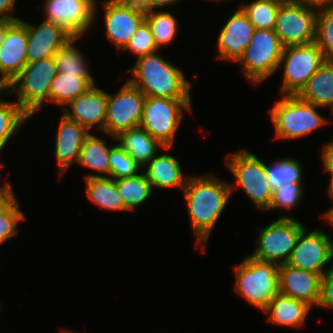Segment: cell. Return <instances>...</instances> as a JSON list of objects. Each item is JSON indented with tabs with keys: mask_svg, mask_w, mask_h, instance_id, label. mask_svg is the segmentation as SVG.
I'll use <instances>...</instances> for the list:
<instances>
[{
	"mask_svg": "<svg viewBox=\"0 0 333 333\" xmlns=\"http://www.w3.org/2000/svg\"><path fill=\"white\" fill-rule=\"evenodd\" d=\"M184 194L195 248L205 253L207 241L232 197L229 182L214 174L189 175Z\"/></svg>",
	"mask_w": 333,
	"mask_h": 333,
	"instance_id": "obj_1",
	"label": "cell"
},
{
	"mask_svg": "<svg viewBox=\"0 0 333 333\" xmlns=\"http://www.w3.org/2000/svg\"><path fill=\"white\" fill-rule=\"evenodd\" d=\"M129 71L132 77L128 81L146 97L192 98V85L184 71L167 62L159 50L139 57Z\"/></svg>",
	"mask_w": 333,
	"mask_h": 333,
	"instance_id": "obj_2",
	"label": "cell"
},
{
	"mask_svg": "<svg viewBox=\"0 0 333 333\" xmlns=\"http://www.w3.org/2000/svg\"><path fill=\"white\" fill-rule=\"evenodd\" d=\"M321 108L296 95H281L269 110L274 139L297 140L330 124L331 120L318 112Z\"/></svg>",
	"mask_w": 333,
	"mask_h": 333,
	"instance_id": "obj_3",
	"label": "cell"
},
{
	"mask_svg": "<svg viewBox=\"0 0 333 333\" xmlns=\"http://www.w3.org/2000/svg\"><path fill=\"white\" fill-rule=\"evenodd\" d=\"M279 264L259 261L250 255L234 266V292L246 303L263 312L279 293Z\"/></svg>",
	"mask_w": 333,
	"mask_h": 333,
	"instance_id": "obj_4",
	"label": "cell"
},
{
	"mask_svg": "<svg viewBox=\"0 0 333 333\" xmlns=\"http://www.w3.org/2000/svg\"><path fill=\"white\" fill-rule=\"evenodd\" d=\"M58 74L54 57L27 63L20 73L8 84V94L16 95L15 100L32 118L49 104V89Z\"/></svg>",
	"mask_w": 333,
	"mask_h": 333,
	"instance_id": "obj_5",
	"label": "cell"
},
{
	"mask_svg": "<svg viewBox=\"0 0 333 333\" xmlns=\"http://www.w3.org/2000/svg\"><path fill=\"white\" fill-rule=\"evenodd\" d=\"M225 164L236 180L229 182L231 194L241 188L259 210L266 211L273 198V190L265 174V163L245 148L229 153Z\"/></svg>",
	"mask_w": 333,
	"mask_h": 333,
	"instance_id": "obj_6",
	"label": "cell"
},
{
	"mask_svg": "<svg viewBox=\"0 0 333 333\" xmlns=\"http://www.w3.org/2000/svg\"><path fill=\"white\" fill-rule=\"evenodd\" d=\"M305 227L306 225L294 216L277 217L267 226L256 229V249L248 255L259 261L285 264L295 247L298 235Z\"/></svg>",
	"mask_w": 333,
	"mask_h": 333,
	"instance_id": "obj_7",
	"label": "cell"
},
{
	"mask_svg": "<svg viewBox=\"0 0 333 333\" xmlns=\"http://www.w3.org/2000/svg\"><path fill=\"white\" fill-rule=\"evenodd\" d=\"M284 45L273 29H255L243 57L237 64L247 81L255 85L278 71Z\"/></svg>",
	"mask_w": 333,
	"mask_h": 333,
	"instance_id": "obj_8",
	"label": "cell"
},
{
	"mask_svg": "<svg viewBox=\"0 0 333 333\" xmlns=\"http://www.w3.org/2000/svg\"><path fill=\"white\" fill-rule=\"evenodd\" d=\"M191 99L146 97L140 127L163 146H173L184 112L192 113Z\"/></svg>",
	"mask_w": 333,
	"mask_h": 333,
	"instance_id": "obj_9",
	"label": "cell"
},
{
	"mask_svg": "<svg viewBox=\"0 0 333 333\" xmlns=\"http://www.w3.org/2000/svg\"><path fill=\"white\" fill-rule=\"evenodd\" d=\"M325 60L315 42L284 46L278 66V70H283L279 93L296 95Z\"/></svg>",
	"mask_w": 333,
	"mask_h": 333,
	"instance_id": "obj_10",
	"label": "cell"
},
{
	"mask_svg": "<svg viewBox=\"0 0 333 333\" xmlns=\"http://www.w3.org/2000/svg\"><path fill=\"white\" fill-rule=\"evenodd\" d=\"M146 96L128 80L113 95L107 92V109L104 133L115 140L124 130L139 127Z\"/></svg>",
	"mask_w": 333,
	"mask_h": 333,
	"instance_id": "obj_11",
	"label": "cell"
},
{
	"mask_svg": "<svg viewBox=\"0 0 333 333\" xmlns=\"http://www.w3.org/2000/svg\"><path fill=\"white\" fill-rule=\"evenodd\" d=\"M317 10L298 0L283 1L274 26L284 46L315 42Z\"/></svg>",
	"mask_w": 333,
	"mask_h": 333,
	"instance_id": "obj_12",
	"label": "cell"
},
{
	"mask_svg": "<svg viewBox=\"0 0 333 333\" xmlns=\"http://www.w3.org/2000/svg\"><path fill=\"white\" fill-rule=\"evenodd\" d=\"M332 262L333 239L331 236L319 227L310 232L305 227L298 235L286 264L323 276L333 266ZM330 263H332L331 266H329Z\"/></svg>",
	"mask_w": 333,
	"mask_h": 333,
	"instance_id": "obj_13",
	"label": "cell"
},
{
	"mask_svg": "<svg viewBox=\"0 0 333 333\" xmlns=\"http://www.w3.org/2000/svg\"><path fill=\"white\" fill-rule=\"evenodd\" d=\"M95 0H43L44 20L63 26L74 37L90 31L97 16ZM89 30V31H88Z\"/></svg>",
	"mask_w": 333,
	"mask_h": 333,
	"instance_id": "obj_14",
	"label": "cell"
},
{
	"mask_svg": "<svg viewBox=\"0 0 333 333\" xmlns=\"http://www.w3.org/2000/svg\"><path fill=\"white\" fill-rule=\"evenodd\" d=\"M255 28L239 6L222 26L217 38L216 60L237 64L250 43Z\"/></svg>",
	"mask_w": 333,
	"mask_h": 333,
	"instance_id": "obj_15",
	"label": "cell"
},
{
	"mask_svg": "<svg viewBox=\"0 0 333 333\" xmlns=\"http://www.w3.org/2000/svg\"><path fill=\"white\" fill-rule=\"evenodd\" d=\"M107 109V92L93 84L83 94L71 100L62 109L63 115L76 121L89 132H104Z\"/></svg>",
	"mask_w": 333,
	"mask_h": 333,
	"instance_id": "obj_16",
	"label": "cell"
},
{
	"mask_svg": "<svg viewBox=\"0 0 333 333\" xmlns=\"http://www.w3.org/2000/svg\"><path fill=\"white\" fill-rule=\"evenodd\" d=\"M27 63L54 57L74 36L63 26L43 20L39 25L26 22Z\"/></svg>",
	"mask_w": 333,
	"mask_h": 333,
	"instance_id": "obj_17",
	"label": "cell"
},
{
	"mask_svg": "<svg viewBox=\"0 0 333 333\" xmlns=\"http://www.w3.org/2000/svg\"><path fill=\"white\" fill-rule=\"evenodd\" d=\"M26 21L15 20L7 29L3 44L0 46V78L8 84L27 64Z\"/></svg>",
	"mask_w": 333,
	"mask_h": 333,
	"instance_id": "obj_18",
	"label": "cell"
},
{
	"mask_svg": "<svg viewBox=\"0 0 333 333\" xmlns=\"http://www.w3.org/2000/svg\"><path fill=\"white\" fill-rule=\"evenodd\" d=\"M322 276L290 265L281 264L278 271L279 293L306 302L313 309L320 300Z\"/></svg>",
	"mask_w": 333,
	"mask_h": 333,
	"instance_id": "obj_19",
	"label": "cell"
},
{
	"mask_svg": "<svg viewBox=\"0 0 333 333\" xmlns=\"http://www.w3.org/2000/svg\"><path fill=\"white\" fill-rule=\"evenodd\" d=\"M59 118L55 136L54 155L57 171L61 177L69 170L72 164L78 163L80 150L90 132L63 114Z\"/></svg>",
	"mask_w": 333,
	"mask_h": 333,
	"instance_id": "obj_20",
	"label": "cell"
},
{
	"mask_svg": "<svg viewBox=\"0 0 333 333\" xmlns=\"http://www.w3.org/2000/svg\"><path fill=\"white\" fill-rule=\"evenodd\" d=\"M100 2L104 12L106 39L121 52L145 20L122 7L115 0H101Z\"/></svg>",
	"mask_w": 333,
	"mask_h": 333,
	"instance_id": "obj_21",
	"label": "cell"
},
{
	"mask_svg": "<svg viewBox=\"0 0 333 333\" xmlns=\"http://www.w3.org/2000/svg\"><path fill=\"white\" fill-rule=\"evenodd\" d=\"M158 154L159 152L142 169L152 190L176 188L183 191L189 174L184 175L179 159L169 153Z\"/></svg>",
	"mask_w": 333,
	"mask_h": 333,
	"instance_id": "obj_22",
	"label": "cell"
},
{
	"mask_svg": "<svg viewBox=\"0 0 333 333\" xmlns=\"http://www.w3.org/2000/svg\"><path fill=\"white\" fill-rule=\"evenodd\" d=\"M311 308L302 300L278 293L262 313L267 314V322L274 326L298 329L306 323Z\"/></svg>",
	"mask_w": 333,
	"mask_h": 333,
	"instance_id": "obj_23",
	"label": "cell"
},
{
	"mask_svg": "<svg viewBox=\"0 0 333 333\" xmlns=\"http://www.w3.org/2000/svg\"><path fill=\"white\" fill-rule=\"evenodd\" d=\"M118 143L142 168L159 152H166L172 146H163L157 139L142 127L124 130L115 136Z\"/></svg>",
	"mask_w": 333,
	"mask_h": 333,
	"instance_id": "obj_24",
	"label": "cell"
},
{
	"mask_svg": "<svg viewBox=\"0 0 333 333\" xmlns=\"http://www.w3.org/2000/svg\"><path fill=\"white\" fill-rule=\"evenodd\" d=\"M296 96L307 103L328 110L333 104V60L326 59Z\"/></svg>",
	"mask_w": 333,
	"mask_h": 333,
	"instance_id": "obj_25",
	"label": "cell"
},
{
	"mask_svg": "<svg viewBox=\"0 0 333 333\" xmlns=\"http://www.w3.org/2000/svg\"><path fill=\"white\" fill-rule=\"evenodd\" d=\"M113 144H107V140L98 135L89 133L85 138L80 150L78 165L85 169L95 171L84 176L87 177H110L109 153Z\"/></svg>",
	"mask_w": 333,
	"mask_h": 333,
	"instance_id": "obj_26",
	"label": "cell"
},
{
	"mask_svg": "<svg viewBox=\"0 0 333 333\" xmlns=\"http://www.w3.org/2000/svg\"><path fill=\"white\" fill-rule=\"evenodd\" d=\"M88 199L96 206L107 211L130 212L124 205L114 179L110 177L84 178Z\"/></svg>",
	"mask_w": 333,
	"mask_h": 333,
	"instance_id": "obj_27",
	"label": "cell"
},
{
	"mask_svg": "<svg viewBox=\"0 0 333 333\" xmlns=\"http://www.w3.org/2000/svg\"><path fill=\"white\" fill-rule=\"evenodd\" d=\"M93 83L85 75H68L58 72L49 89V104L64 107L83 94Z\"/></svg>",
	"mask_w": 333,
	"mask_h": 333,
	"instance_id": "obj_28",
	"label": "cell"
},
{
	"mask_svg": "<svg viewBox=\"0 0 333 333\" xmlns=\"http://www.w3.org/2000/svg\"><path fill=\"white\" fill-rule=\"evenodd\" d=\"M80 38L73 37L56 52L54 59L57 70L68 75H85L93 84H96L93 75L90 74L88 60L74 44Z\"/></svg>",
	"mask_w": 333,
	"mask_h": 333,
	"instance_id": "obj_29",
	"label": "cell"
},
{
	"mask_svg": "<svg viewBox=\"0 0 333 333\" xmlns=\"http://www.w3.org/2000/svg\"><path fill=\"white\" fill-rule=\"evenodd\" d=\"M115 183L125 207L130 212L153 195L151 184L143 171L133 177L117 179Z\"/></svg>",
	"mask_w": 333,
	"mask_h": 333,
	"instance_id": "obj_30",
	"label": "cell"
},
{
	"mask_svg": "<svg viewBox=\"0 0 333 333\" xmlns=\"http://www.w3.org/2000/svg\"><path fill=\"white\" fill-rule=\"evenodd\" d=\"M30 118L15 100L0 99V153Z\"/></svg>",
	"mask_w": 333,
	"mask_h": 333,
	"instance_id": "obj_31",
	"label": "cell"
},
{
	"mask_svg": "<svg viewBox=\"0 0 333 333\" xmlns=\"http://www.w3.org/2000/svg\"><path fill=\"white\" fill-rule=\"evenodd\" d=\"M265 174L273 191L285 184L303 183V166L292 157H281L265 163Z\"/></svg>",
	"mask_w": 333,
	"mask_h": 333,
	"instance_id": "obj_32",
	"label": "cell"
},
{
	"mask_svg": "<svg viewBox=\"0 0 333 333\" xmlns=\"http://www.w3.org/2000/svg\"><path fill=\"white\" fill-rule=\"evenodd\" d=\"M150 26L155 45L160 50L166 45H170L179 32V24L176 16L170 11H155L146 20Z\"/></svg>",
	"mask_w": 333,
	"mask_h": 333,
	"instance_id": "obj_33",
	"label": "cell"
},
{
	"mask_svg": "<svg viewBox=\"0 0 333 333\" xmlns=\"http://www.w3.org/2000/svg\"><path fill=\"white\" fill-rule=\"evenodd\" d=\"M281 0H254L239 6L255 29H274Z\"/></svg>",
	"mask_w": 333,
	"mask_h": 333,
	"instance_id": "obj_34",
	"label": "cell"
},
{
	"mask_svg": "<svg viewBox=\"0 0 333 333\" xmlns=\"http://www.w3.org/2000/svg\"><path fill=\"white\" fill-rule=\"evenodd\" d=\"M315 43L326 59L333 60V7L317 10Z\"/></svg>",
	"mask_w": 333,
	"mask_h": 333,
	"instance_id": "obj_35",
	"label": "cell"
},
{
	"mask_svg": "<svg viewBox=\"0 0 333 333\" xmlns=\"http://www.w3.org/2000/svg\"><path fill=\"white\" fill-rule=\"evenodd\" d=\"M110 178L133 177L138 175L142 167L117 143L112 145L109 153Z\"/></svg>",
	"mask_w": 333,
	"mask_h": 333,
	"instance_id": "obj_36",
	"label": "cell"
},
{
	"mask_svg": "<svg viewBox=\"0 0 333 333\" xmlns=\"http://www.w3.org/2000/svg\"><path fill=\"white\" fill-rule=\"evenodd\" d=\"M303 185V183H289L280 186L273 191L271 204L266 211L281 208L289 212V210L299 207L298 205L304 197Z\"/></svg>",
	"mask_w": 333,
	"mask_h": 333,
	"instance_id": "obj_37",
	"label": "cell"
},
{
	"mask_svg": "<svg viewBox=\"0 0 333 333\" xmlns=\"http://www.w3.org/2000/svg\"><path fill=\"white\" fill-rule=\"evenodd\" d=\"M158 50L159 49L155 45L153 39L151 28L147 22L144 21L120 53L122 54L124 51H130L129 53L132 55L134 54L138 59L139 57L146 56L147 54L154 53Z\"/></svg>",
	"mask_w": 333,
	"mask_h": 333,
	"instance_id": "obj_38",
	"label": "cell"
},
{
	"mask_svg": "<svg viewBox=\"0 0 333 333\" xmlns=\"http://www.w3.org/2000/svg\"><path fill=\"white\" fill-rule=\"evenodd\" d=\"M17 200L6 212L0 214V246L19 233L18 223L26 220Z\"/></svg>",
	"mask_w": 333,
	"mask_h": 333,
	"instance_id": "obj_39",
	"label": "cell"
},
{
	"mask_svg": "<svg viewBox=\"0 0 333 333\" xmlns=\"http://www.w3.org/2000/svg\"><path fill=\"white\" fill-rule=\"evenodd\" d=\"M317 307L333 312V266L322 276L320 300Z\"/></svg>",
	"mask_w": 333,
	"mask_h": 333,
	"instance_id": "obj_40",
	"label": "cell"
},
{
	"mask_svg": "<svg viewBox=\"0 0 333 333\" xmlns=\"http://www.w3.org/2000/svg\"><path fill=\"white\" fill-rule=\"evenodd\" d=\"M122 7L127 8L135 15L140 16L146 20L155 11V7L152 5L151 0H115Z\"/></svg>",
	"mask_w": 333,
	"mask_h": 333,
	"instance_id": "obj_41",
	"label": "cell"
},
{
	"mask_svg": "<svg viewBox=\"0 0 333 333\" xmlns=\"http://www.w3.org/2000/svg\"><path fill=\"white\" fill-rule=\"evenodd\" d=\"M321 161L324 172H333V138L321 148Z\"/></svg>",
	"mask_w": 333,
	"mask_h": 333,
	"instance_id": "obj_42",
	"label": "cell"
},
{
	"mask_svg": "<svg viewBox=\"0 0 333 333\" xmlns=\"http://www.w3.org/2000/svg\"><path fill=\"white\" fill-rule=\"evenodd\" d=\"M17 0H0V17H5L12 20H19L20 17H16L12 14L16 10Z\"/></svg>",
	"mask_w": 333,
	"mask_h": 333,
	"instance_id": "obj_43",
	"label": "cell"
},
{
	"mask_svg": "<svg viewBox=\"0 0 333 333\" xmlns=\"http://www.w3.org/2000/svg\"><path fill=\"white\" fill-rule=\"evenodd\" d=\"M17 200L15 194H0V214L6 212Z\"/></svg>",
	"mask_w": 333,
	"mask_h": 333,
	"instance_id": "obj_44",
	"label": "cell"
},
{
	"mask_svg": "<svg viewBox=\"0 0 333 333\" xmlns=\"http://www.w3.org/2000/svg\"><path fill=\"white\" fill-rule=\"evenodd\" d=\"M298 1L316 10L325 7H333V0H298Z\"/></svg>",
	"mask_w": 333,
	"mask_h": 333,
	"instance_id": "obj_45",
	"label": "cell"
},
{
	"mask_svg": "<svg viewBox=\"0 0 333 333\" xmlns=\"http://www.w3.org/2000/svg\"><path fill=\"white\" fill-rule=\"evenodd\" d=\"M15 20L8 19L5 17H0V46L3 44L7 29L8 27L14 22Z\"/></svg>",
	"mask_w": 333,
	"mask_h": 333,
	"instance_id": "obj_46",
	"label": "cell"
},
{
	"mask_svg": "<svg viewBox=\"0 0 333 333\" xmlns=\"http://www.w3.org/2000/svg\"><path fill=\"white\" fill-rule=\"evenodd\" d=\"M5 165H4V163H2L1 161H0V169L2 168V167H4ZM8 176L6 177V179L4 180V183H3V185H1V183H0V194H15L14 192V187L12 186V184L9 182V180H8ZM1 180V179H0Z\"/></svg>",
	"mask_w": 333,
	"mask_h": 333,
	"instance_id": "obj_47",
	"label": "cell"
},
{
	"mask_svg": "<svg viewBox=\"0 0 333 333\" xmlns=\"http://www.w3.org/2000/svg\"><path fill=\"white\" fill-rule=\"evenodd\" d=\"M182 0H151L152 5L155 7V9H161L164 7H172L174 4L180 2ZM184 1V0H183Z\"/></svg>",
	"mask_w": 333,
	"mask_h": 333,
	"instance_id": "obj_48",
	"label": "cell"
},
{
	"mask_svg": "<svg viewBox=\"0 0 333 333\" xmlns=\"http://www.w3.org/2000/svg\"><path fill=\"white\" fill-rule=\"evenodd\" d=\"M326 173H329L328 175H330V179H329L330 184L328 185L327 194L333 203V172H326ZM332 209H333V205L326 212L324 211V213L322 214L321 217L324 218Z\"/></svg>",
	"mask_w": 333,
	"mask_h": 333,
	"instance_id": "obj_49",
	"label": "cell"
},
{
	"mask_svg": "<svg viewBox=\"0 0 333 333\" xmlns=\"http://www.w3.org/2000/svg\"><path fill=\"white\" fill-rule=\"evenodd\" d=\"M8 94L6 83L0 78V96Z\"/></svg>",
	"mask_w": 333,
	"mask_h": 333,
	"instance_id": "obj_50",
	"label": "cell"
},
{
	"mask_svg": "<svg viewBox=\"0 0 333 333\" xmlns=\"http://www.w3.org/2000/svg\"><path fill=\"white\" fill-rule=\"evenodd\" d=\"M323 219L333 227V209Z\"/></svg>",
	"mask_w": 333,
	"mask_h": 333,
	"instance_id": "obj_51",
	"label": "cell"
},
{
	"mask_svg": "<svg viewBox=\"0 0 333 333\" xmlns=\"http://www.w3.org/2000/svg\"><path fill=\"white\" fill-rule=\"evenodd\" d=\"M60 333H80V332H78V331L75 332V331H73V330H71V329L69 330L68 328H67V330L62 328V330H61ZM82 333H83V332H82Z\"/></svg>",
	"mask_w": 333,
	"mask_h": 333,
	"instance_id": "obj_52",
	"label": "cell"
},
{
	"mask_svg": "<svg viewBox=\"0 0 333 333\" xmlns=\"http://www.w3.org/2000/svg\"><path fill=\"white\" fill-rule=\"evenodd\" d=\"M329 112H330V115L332 116L331 118L333 119V104L328 108Z\"/></svg>",
	"mask_w": 333,
	"mask_h": 333,
	"instance_id": "obj_53",
	"label": "cell"
},
{
	"mask_svg": "<svg viewBox=\"0 0 333 333\" xmlns=\"http://www.w3.org/2000/svg\"><path fill=\"white\" fill-rule=\"evenodd\" d=\"M208 1H212V2H216V3H220V2H222L223 1V3L226 1L227 2V0H208ZM233 1V0H232Z\"/></svg>",
	"mask_w": 333,
	"mask_h": 333,
	"instance_id": "obj_54",
	"label": "cell"
}]
</instances>
